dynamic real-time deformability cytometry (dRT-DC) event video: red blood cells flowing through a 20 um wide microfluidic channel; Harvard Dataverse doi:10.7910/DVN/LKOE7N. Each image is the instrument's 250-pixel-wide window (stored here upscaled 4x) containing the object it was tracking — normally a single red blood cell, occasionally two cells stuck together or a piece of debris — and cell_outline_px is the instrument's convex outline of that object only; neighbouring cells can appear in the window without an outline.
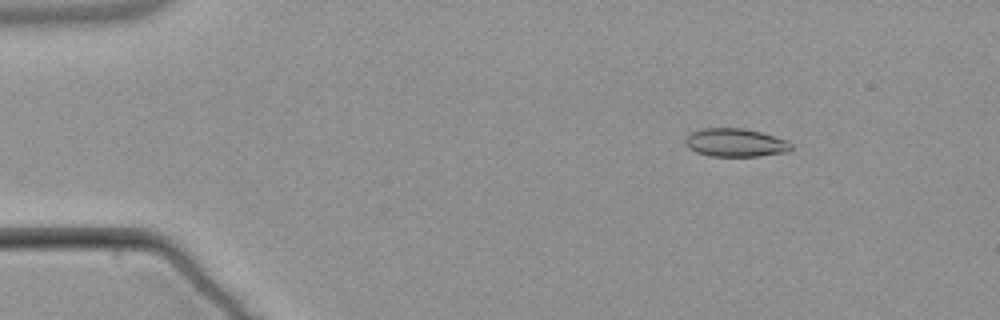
{"species": "common noctule bat (a hibernating species)", "species_latin": "Nyctalus noctula", "temperature_condition": "warm", "stored_images_in_passage": 6, "camera_frame_rate_fps": 3000, "um_per_image_px": 0.085, "animal": {"sex": "male", "body_mass_g": 21.5, "forearm_length_mm": 52.0}, "frame": {"image": 1, "passage_image": 3, "time_ms": 2.333, "image_size_px": [1000, 320], "cell_outline_px": [[792, 148], [788, 152], [760, 156], [708, 156], [696, 152], [688, 148], [684, 144], [684, 140], [692, 132], [704, 128], [744, 128], [760, 132], [788, 140], [792, 144]], "centroid_in_image_um": [62.52, 12.13], "position_along_channel_um": 22.5, "area_um2": 17.57}}
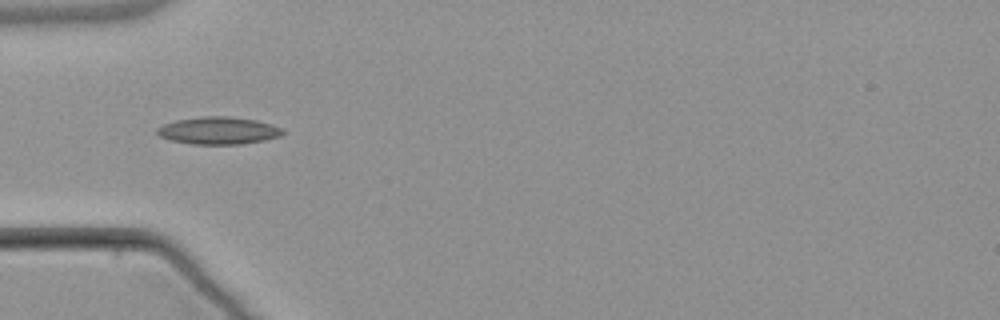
{"frame": {"image": 2, "passage_image": 5, "time_ms": 5.667, "image_size_px": [1000, 320], "cell_outline_px": [[284, 132], [280, 136], [264, 140], [240, 144], [192, 144], [172, 140], [160, 136], [156, 132], [156, 128], [164, 124], [176, 120], [204, 116], [228, 116], [256, 120], [280, 128]], "centroid_in_image_um": [18.53, 11.1], "position_along_channel_um": 66.5, "area_um2": 19.77}}
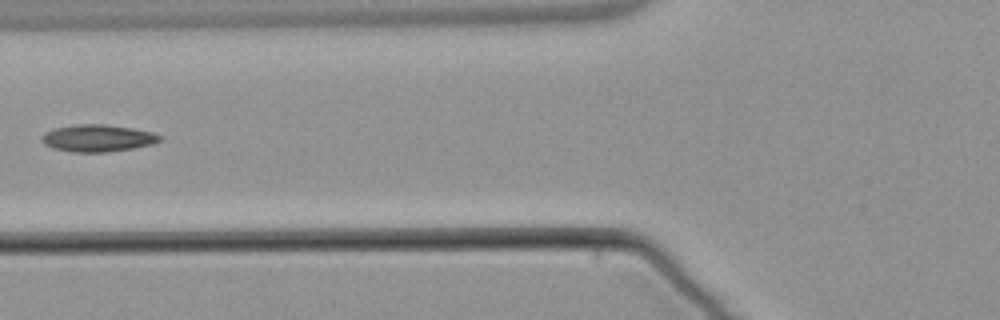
{"frame": {"image": 3, "passage_image": 6, "time_ms": 7.0, "image_size_px": [1000, 320], "cell_outline_px": [[160, 140], [152, 144], [132, 148], [104, 152], [72, 152], [52, 148], [44, 144], [40, 140], [44, 132], [52, 128], [76, 124], [104, 124], [132, 128], [152, 132], [160, 136]], "centroid_in_image_um": [8.23, 11.73], "position_along_channel_um": 117.6, "area_um2": 18.61}}